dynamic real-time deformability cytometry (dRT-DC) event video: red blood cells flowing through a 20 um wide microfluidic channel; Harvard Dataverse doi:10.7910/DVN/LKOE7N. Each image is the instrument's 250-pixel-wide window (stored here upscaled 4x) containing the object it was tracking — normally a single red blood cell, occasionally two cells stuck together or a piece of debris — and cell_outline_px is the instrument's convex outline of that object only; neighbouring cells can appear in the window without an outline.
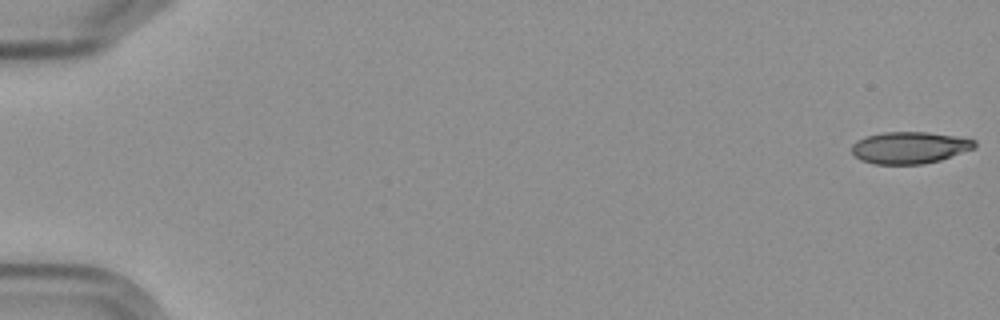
{"species": "Egyptian fruit bat (a non-hibernating species)", "species_latin": "Rousettus aegyptiacus", "temperature_condition": "cold", "stored_images_in_passage": 6, "camera_frame_rate_fps": 3000, "um_per_image_px": 0.085, "frame": {"image": 1, "passage_image": 1, "time_ms": 0.0, "image_size_px": [1000, 320], "cell_outline_px": [[976, 148], [940, 160], [924, 164], [876, 164], [860, 160], [852, 152], [852, 144], [856, 140], [864, 136], [884, 132], [928, 132], [956, 136], [976, 140]], "centroid_in_image_um": [77.32, 12.54], "position_along_channel_um": 7.7, "area_um2": 22.95}}